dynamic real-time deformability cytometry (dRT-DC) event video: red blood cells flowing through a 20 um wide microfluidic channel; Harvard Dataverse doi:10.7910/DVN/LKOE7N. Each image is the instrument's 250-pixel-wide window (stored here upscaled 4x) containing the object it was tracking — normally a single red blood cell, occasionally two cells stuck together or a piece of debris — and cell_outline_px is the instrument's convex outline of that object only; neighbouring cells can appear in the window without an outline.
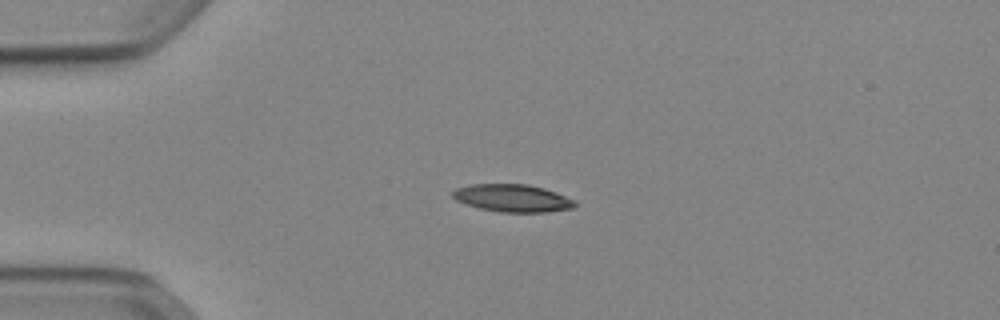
{"species": "Egyptian fruit bat (a non-hibernating species)", "species_latin": "Rousettus aegyptiacus", "temperature_condition": "cold", "stored_images_in_passage": 16, "camera_frame_rate_fps": 3000, "um_per_image_px": 0.085, "animal": {"sex": "female"}, "frame": {"image": 1, "passage_image": 1, "time_ms": 0.0, "image_size_px": [1000, 320], "cell_outline_px": [[576, 204], [572, 208], [548, 212], [500, 212], [480, 208], [456, 200], [452, 196], [452, 192], [456, 188], [468, 184], [528, 184], [544, 188], [556, 192], [576, 200]], "centroid_in_image_um": [43.58, 16.83], "position_along_channel_um": 41.4, "area_um2": 19.65}}
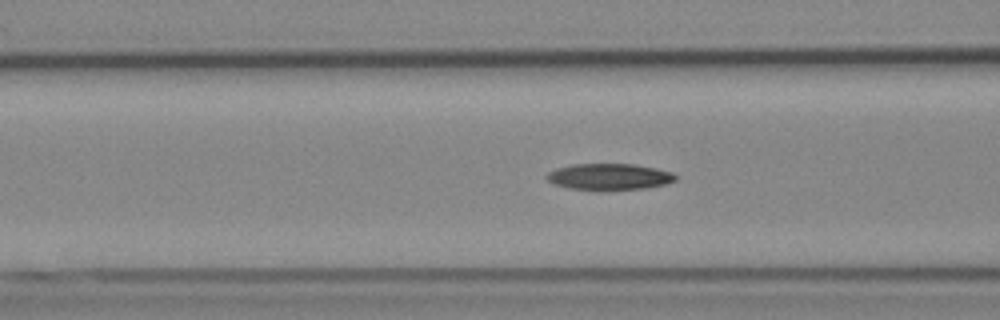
{"frame": {"image": 2, "passage_image": 9, "time_ms": 2.667, "image_size_px": [1000, 320], "cell_outline_px": [[676, 180], [664, 184], [648, 188], [600, 192], [568, 188], [552, 184], [544, 176], [548, 172], [556, 168], [572, 164], [632, 164], [656, 168], [672, 172], [676, 176]], "centroid_in_image_um": [51.74, 15.05], "position_along_channel_um": 114.9, "area_um2": 20.4}}
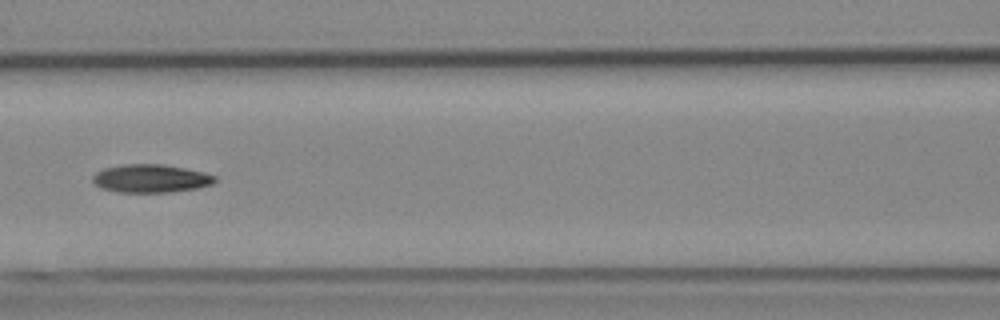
{"frame": {"image": 3, "passage_image": 12, "time_ms": 3.667, "image_size_px": [1000, 320], "cell_outline_px": [[216, 180], [212, 184], [196, 188], [172, 192], [116, 192], [100, 188], [92, 180], [92, 176], [96, 172], [104, 168], [124, 164], [160, 164], [184, 168], [204, 172], [216, 176]], "centroid_in_image_um": [12.8, 15.17], "position_along_channel_um": 153.8, "area_um2": 20.06}}